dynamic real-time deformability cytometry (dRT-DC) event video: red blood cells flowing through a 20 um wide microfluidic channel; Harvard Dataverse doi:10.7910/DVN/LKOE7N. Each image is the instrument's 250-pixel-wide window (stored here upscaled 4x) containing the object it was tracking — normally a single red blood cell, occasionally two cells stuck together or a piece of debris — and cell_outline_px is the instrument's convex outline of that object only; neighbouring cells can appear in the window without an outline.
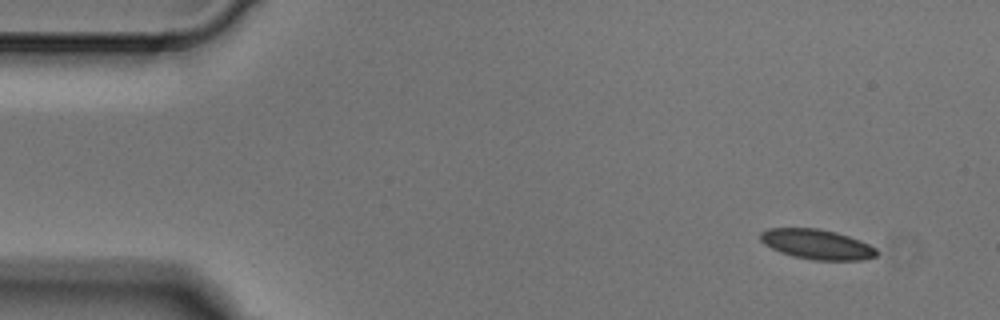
{"species": "Egyptian fruit bat (a non-hibernating species)", "species_latin": "Rousettus aegyptiacus", "temperature_condition": "cold", "stored_images_in_passage": 3, "camera_frame_rate_fps": 3000, "um_per_image_px": 0.085, "animal": {"sex": "male"}, "frame": {"image": 1, "passage_image": 1, "time_ms": 0.0, "image_size_px": [1000, 320], "cell_outline_px": [[880, 252], [876, 256], [864, 260], [812, 260], [792, 256], [780, 252], [764, 244], [760, 240], [760, 232], [768, 228], [820, 228], [836, 232], [860, 240], [876, 248]], "centroid_in_image_um": [69.45, 20.76], "position_along_channel_um": 15.6, "area_um2": 20.46}}